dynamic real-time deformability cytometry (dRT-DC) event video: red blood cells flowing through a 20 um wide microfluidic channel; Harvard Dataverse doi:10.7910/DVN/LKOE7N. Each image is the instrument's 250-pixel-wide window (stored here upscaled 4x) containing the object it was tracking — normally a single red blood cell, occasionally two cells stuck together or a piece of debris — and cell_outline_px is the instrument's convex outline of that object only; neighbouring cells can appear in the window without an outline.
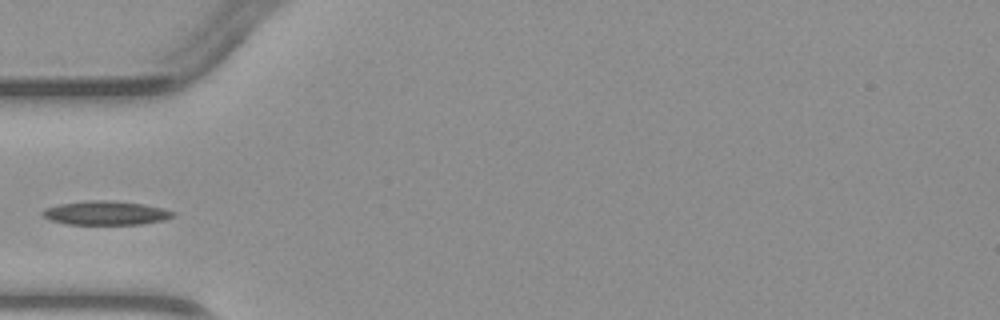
{"species": "common noctule bat (a hibernating species)", "species_latin": "Nyctalus noctula", "temperature_condition": "warm", "stored_images_in_passage": 4, "camera_frame_rate_fps": 3000, "um_per_image_px": 0.085, "animal": {"sex": "male", "body_mass_g": 23.1, "forearm_length_mm": 52.7}, "frame": {"image": 1, "passage_image": 4, "time_ms": 3.333, "image_size_px": [1000, 320], "cell_outline_px": [[176, 216], [164, 220], [140, 224], [68, 224], [52, 220], [44, 216], [40, 212], [44, 208], [60, 204], [88, 200], [112, 200], [144, 204], [164, 208], [176, 212]], "centroid_in_image_um": [9.04, 18.09], "position_along_channel_um": 76.0, "area_um2": 18.26}}